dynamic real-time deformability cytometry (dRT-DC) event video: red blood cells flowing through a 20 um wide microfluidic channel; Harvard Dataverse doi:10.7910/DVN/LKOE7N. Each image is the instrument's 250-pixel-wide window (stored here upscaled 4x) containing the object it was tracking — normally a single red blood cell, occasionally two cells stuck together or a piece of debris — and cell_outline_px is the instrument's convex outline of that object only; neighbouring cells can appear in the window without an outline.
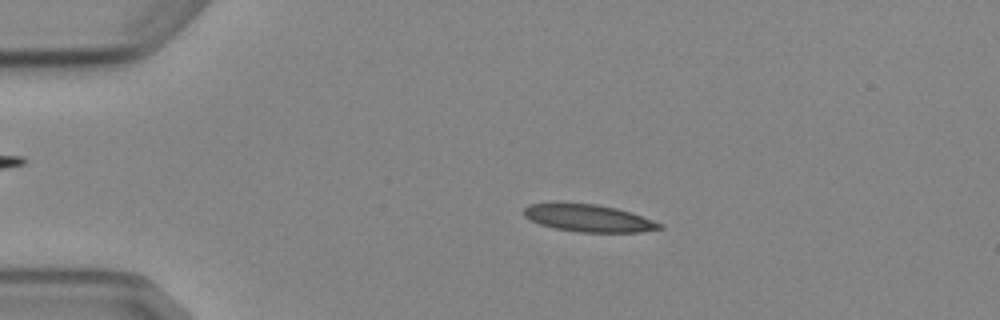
{"species": "Egyptian fruit bat (a non-hibernating species)", "species_latin": "Rousettus aegyptiacus", "temperature_condition": "cold", "stored_images_in_passage": 3, "camera_frame_rate_fps": 3000, "um_per_image_px": 0.085, "animal": {"sex": "female"}, "frame": {"image": 1, "passage_image": 2, "time_ms": 2.0, "image_size_px": [1000, 320], "cell_outline_px": [[664, 228], [640, 232], [580, 232], [556, 228], [540, 224], [524, 216], [524, 208], [528, 204], [548, 200], [560, 200], [596, 204], [616, 208], [632, 212], [664, 224]], "centroid_in_image_um": [49.97, 18.49], "position_along_channel_um": 35.0, "area_um2": 22.43}}